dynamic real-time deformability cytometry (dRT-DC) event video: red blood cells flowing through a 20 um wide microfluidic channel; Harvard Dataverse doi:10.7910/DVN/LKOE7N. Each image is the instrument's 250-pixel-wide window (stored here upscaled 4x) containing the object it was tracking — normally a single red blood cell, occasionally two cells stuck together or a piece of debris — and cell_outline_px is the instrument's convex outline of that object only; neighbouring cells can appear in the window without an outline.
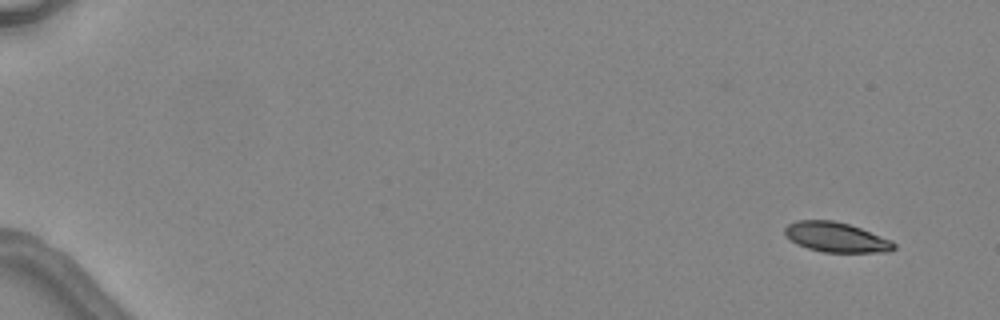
{"species": "common noctule bat (a hibernating species)", "species_latin": "Nyctalus noctula", "temperature_condition": "warm", "stored_images_in_passage": 5, "camera_frame_rate_fps": 3000, "um_per_image_px": 0.085, "animal": {"sex": "female", "body_mass_g": 24.6, "forearm_length_mm": 56.2}, "frame": {"image": 1, "passage_image": 1, "time_ms": 0.0, "image_size_px": [1000, 320], "cell_outline_px": [[896, 248], [888, 252], [824, 252], [808, 248], [796, 244], [784, 232], [784, 228], [788, 224], [796, 220], [832, 220], [848, 224], [860, 228], [892, 240], [896, 244]], "centroid_in_image_um": [71.09, 20.16], "position_along_channel_um": 13.9, "area_um2": 18.9}}
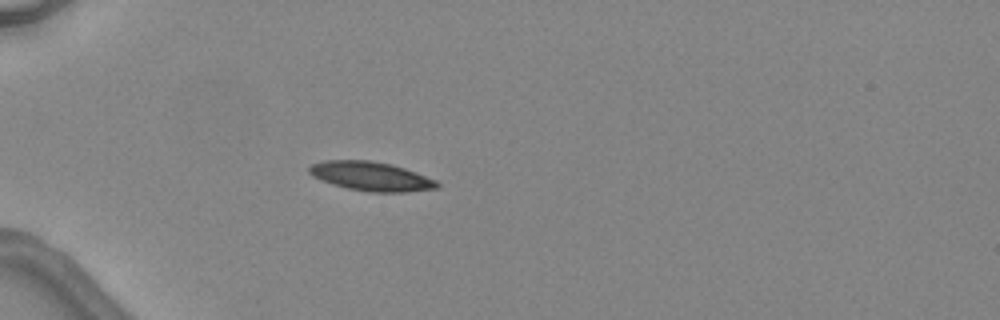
{"frame": {"image": 2, "passage_image": 4, "time_ms": 4.333, "image_size_px": [1000, 320], "cell_outline_px": [[440, 188], [404, 192], [368, 192], [348, 188], [332, 184], [320, 180], [312, 176], [308, 172], [308, 168], [312, 164], [324, 160], [372, 160], [392, 164], [416, 172], [436, 180], [440, 184]], "centroid_in_image_um": [31.54, 14.98], "position_along_channel_um": 53.5, "area_um2": 21.85}}